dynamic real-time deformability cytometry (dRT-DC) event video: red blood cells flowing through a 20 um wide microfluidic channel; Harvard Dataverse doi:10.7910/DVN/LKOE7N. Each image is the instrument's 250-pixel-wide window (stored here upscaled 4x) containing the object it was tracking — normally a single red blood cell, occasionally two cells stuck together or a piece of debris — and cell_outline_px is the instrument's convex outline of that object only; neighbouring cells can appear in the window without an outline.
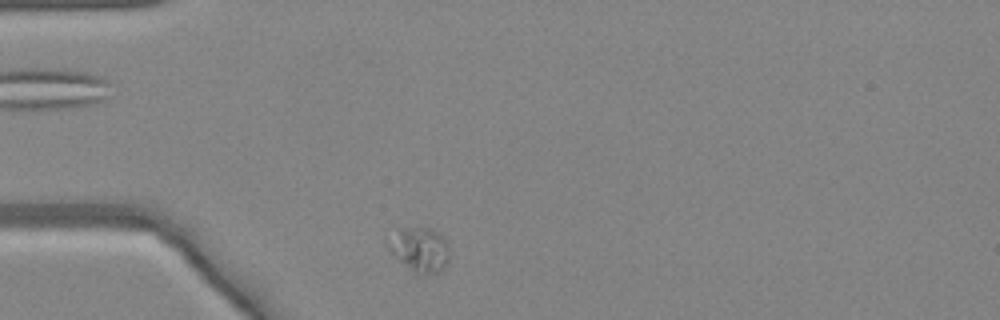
{"species": "common noctule bat (a hibernating species)", "species_latin": "Nyctalus noctula", "temperature_condition": "warm", "stored_images_in_passage": 40, "camera_frame_rate_fps": 3000, "um_per_image_px": 0.085, "animal": {"sex": "female", "body_mass_g": 24.6, "forearm_length_mm": 56.2}, "frame": {"image": 1, "passage_image": 1, "time_ms": 0.0, "image_size_px": [1000, 320], "cell_outline_px": [[448, 264], [444, 268], [436, 272], [424, 276], [416, 276], [388, 252], [384, 244], [384, 240], [400, 232], [412, 228], [432, 228], [448, 244]], "centroid_in_image_um": [35.63, 21.29], "position_along_channel_um": 49.4, "area_um2": 16.13}}
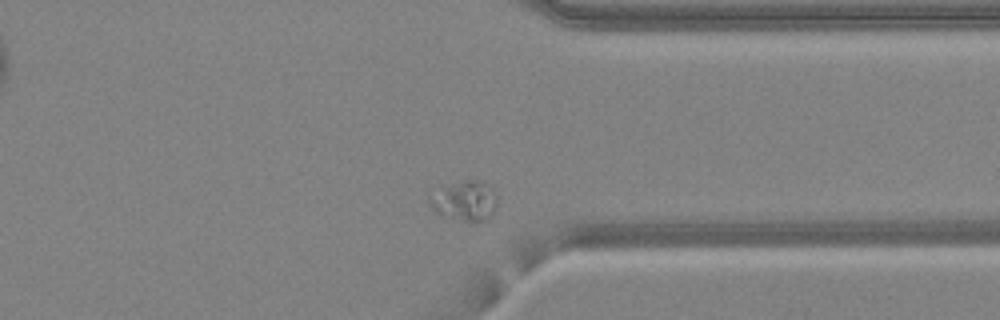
{"frame": {"image": 2, "passage_image": 29, "time_ms": 9.333, "image_size_px": [1000, 320], "cell_outline_px": [[496, 208], [492, 216], [476, 224], [472, 224], [432, 212], [428, 200], [428, 196], [444, 188], [464, 180], [484, 180], [496, 192]], "centroid_in_image_um": [39.54, 17.12], "position_along_channel_um": 371.9, "area_um2": 16.07}}
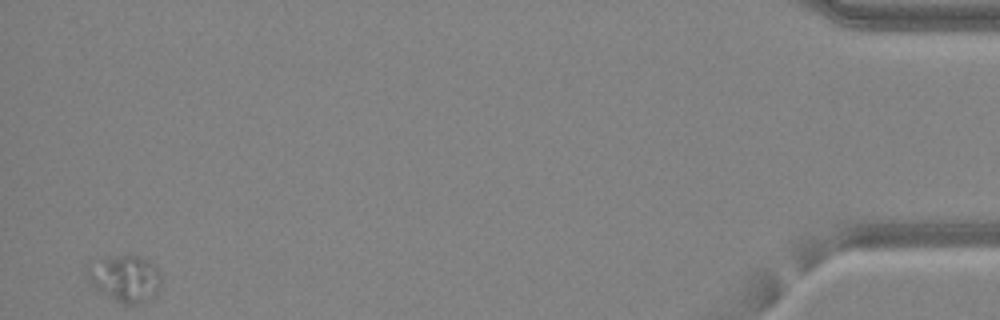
{"frame": {"image": 3, "passage_image": 40, "time_ms": 13.0, "image_size_px": [1000, 320], "cell_outline_px": [[160, 284], [156, 296], [152, 300], [140, 304], [124, 304], [100, 292], [92, 284], [84, 272], [88, 268], [112, 256], [140, 256], [152, 264], [160, 272]], "centroid_in_image_um": [10.69, 23.72], "position_along_channel_um": 424.5, "area_um2": 19.65}}